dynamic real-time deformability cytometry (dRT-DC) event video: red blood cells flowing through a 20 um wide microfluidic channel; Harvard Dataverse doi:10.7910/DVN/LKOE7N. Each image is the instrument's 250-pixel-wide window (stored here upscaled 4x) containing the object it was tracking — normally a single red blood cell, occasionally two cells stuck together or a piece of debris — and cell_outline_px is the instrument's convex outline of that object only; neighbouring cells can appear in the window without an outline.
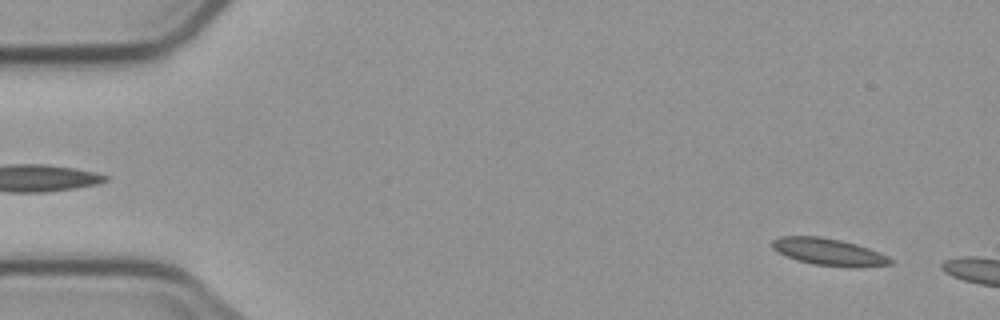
{"species": "common noctule bat (a hibernating species)", "species_latin": "Nyctalus noctula", "temperature_condition": "cold", "stored_images_in_passage": 4, "camera_frame_rate_fps": 3000, "um_per_image_px": 0.085, "animal": {"sex": "male", "body_mass_g": 23.1, "forearm_length_mm": 52.7}, "frame": {"image": 1, "passage_image": 4, "time_ms": 4.333, "image_size_px": [1000, 320], "cell_outline_px": [[896, 260], [892, 264], [852, 268], [848, 268], [812, 264], [796, 260], [776, 252], [772, 248], [772, 240], [780, 236], [820, 236], [840, 240], [856, 244], [868, 248], [888, 256]], "centroid_in_image_um": [70.45, 21.42], "position_along_channel_um": 14.6, "area_um2": 18.9}}